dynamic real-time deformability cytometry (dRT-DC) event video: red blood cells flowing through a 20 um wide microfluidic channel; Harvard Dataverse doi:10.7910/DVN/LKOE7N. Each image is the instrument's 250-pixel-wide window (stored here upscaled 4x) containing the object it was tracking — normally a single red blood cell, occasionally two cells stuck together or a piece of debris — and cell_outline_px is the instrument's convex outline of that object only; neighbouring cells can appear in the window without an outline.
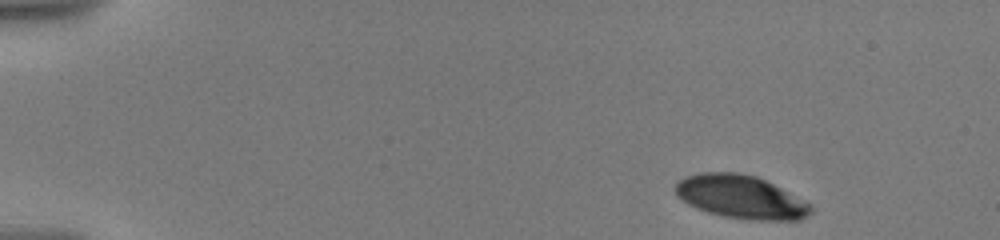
{"species": "human", "species_latin": "Homo sapiens", "temperature_condition": "warm", "stored_images_in_passage": 8, "camera_frame_rate_fps": 3000, "um_per_image_px": 0.085, "donor": {"sex": "male"}, "frame": {"image": 1, "passage_image": 1, "time_ms": 0.0, "image_size_px": [1000, 240], "cell_outline_px": [[812, 212], [808, 216], [800, 220], [752, 220], [724, 216], [708, 212], [688, 204], [676, 192], [676, 184], [680, 180], [688, 176], [700, 172], [736, 172], [756, 176], [812, 204]], "centroid_in_image_um": [63.01, 16.75], "position_along_channel_um": 22.0, "area_um2": 33.76}}